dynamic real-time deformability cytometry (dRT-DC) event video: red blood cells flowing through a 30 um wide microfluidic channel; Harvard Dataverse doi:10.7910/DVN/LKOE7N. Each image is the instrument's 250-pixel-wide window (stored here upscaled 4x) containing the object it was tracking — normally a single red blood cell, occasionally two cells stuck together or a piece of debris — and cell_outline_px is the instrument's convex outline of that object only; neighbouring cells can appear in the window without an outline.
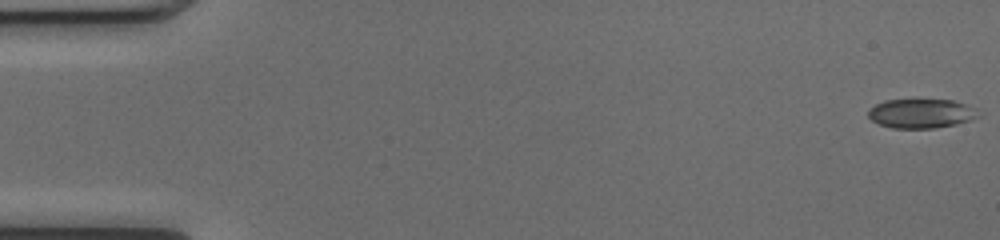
{"species": "common noctule bat (a hibernating species)", "species_latin": "Nyctalus noctula", "temperature_condition": "cold", "stored_images_in_passage": 26, "camera_frame_rate_fps": 3000, "um_per_image_px": 0.085, "animal": {"sex": "female", "body_mass_g": 17.0, "forearm_length_mm": 48.0}, "frame": {"image": 1, "passage_image": 1, "time_ms": 0.0, "image_size_px": [1000, 240], "cell_outline_px": [[980, 116], [956, 124], [936, 128], [892, 128], [880, 124], [872, 120], [868, 116], [868, 108], [884, 100], [952, 100], [976, 108]], "centroid_in_image_um": [78.28, 9.65], "position_along_channel_um": 6.7, "area_um2": 18.67}}
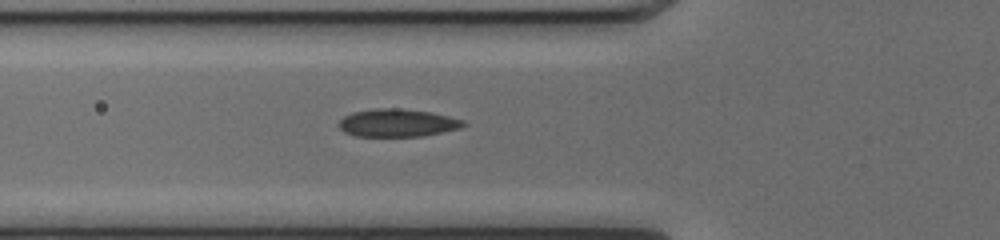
{"frame": {"image": 2, "passage_image": 19, "time_ms": 6.0, "image_size_px": [1000, 240], "cell_outline_px": [[468, 124], [460, 128], [424, 136], [352, 136], [344, 132], [336, 124], [344, 116], [352, 112], [372, 108], [400, 108], [432, 112], [464, 120]], "centroid_in_image_um": [33.76, 10.44], "position_along_channel_um": 92.0, "area_um2": 20.46}}
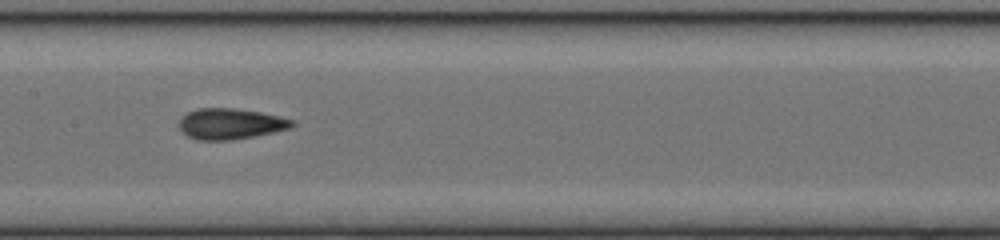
{"frame": {"image": 3, "passage_image": 26, "time_ms": 8.333, "image_size_px": [1000, 240], "cell_outline_px": [[296, 124], [292, 128], [232, 140], [196, 140], [188, 136], [176, 124], [180, 116], [196, 108], [232, 108], [260, 112], [280, 116], [296, 120]], "centroid_in_image_um": [19.57, 10.51], "position_along_channel_um": 187.8, "area_um2": 20.52}}